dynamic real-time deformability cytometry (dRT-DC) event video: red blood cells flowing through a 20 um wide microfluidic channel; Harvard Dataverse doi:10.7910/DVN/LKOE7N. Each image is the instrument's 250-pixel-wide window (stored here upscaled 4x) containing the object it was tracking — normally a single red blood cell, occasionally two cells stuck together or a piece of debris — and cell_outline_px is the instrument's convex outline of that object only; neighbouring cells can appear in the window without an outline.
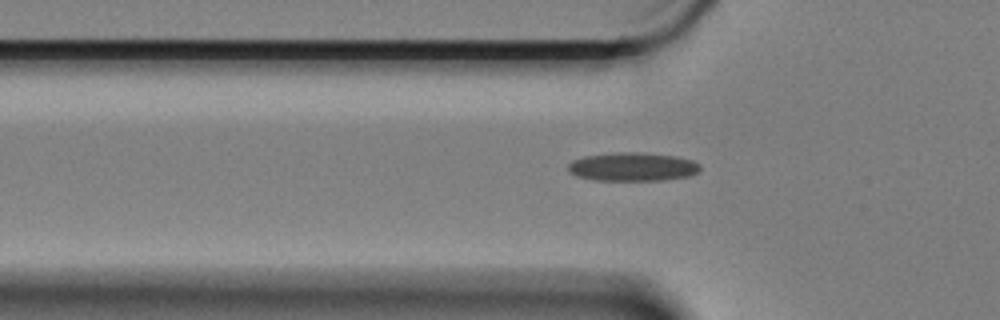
{"species": "Egyptian fruit bat (a non-hibernating species)", "species_latin": "Rousettus aegyptiacus", "temperature_condition": "cold", "stored_images_in_passage": 53, "camera_frame_rate_fps": 3000, "um_per_image_px": 0.085, "animal": {"sex": "female"}, "frame": {"image": 1, "passage_image": 18, "time_ms": 5.667, "image_size_px": [1000, 320], "cell_outline_px": [[700, 168], [696, 172], [688, 176], [664, 180], [592, 180], [576, 176], [568, 172], [568, 164], [572, 160], [584, 156], [616, 152], [644, 152], [676, 156], [692, 160], [700, 164]], "centroid_in_image_um": [53.73, 14.17], "position_along_channel_um": 72.1, "area_um2": 22.14}}
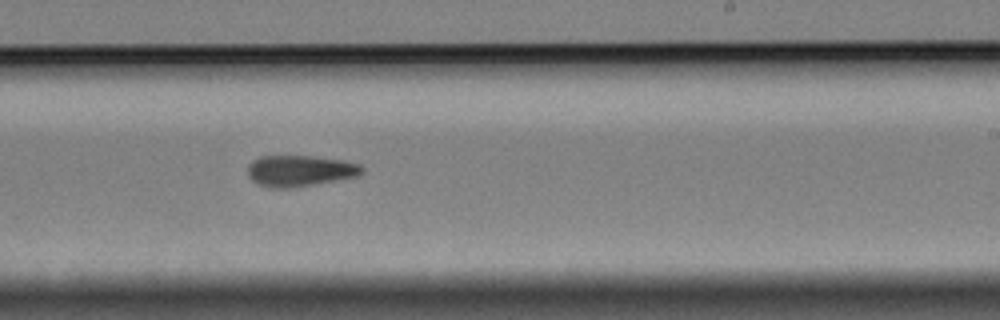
{"frame": {"image": 2, "passage_image": 35, "time_ms": 11.333, "image_size_px": [1000, 320], "cell_outline_px": [[364, 172], [360, 176], [292, 188], [268, 188], [256, 184], [248, 176], [248, 164], [252, 160], [260, 156], [308, 156], [344, 160], [360, 164], [364, 168]], "centroid_in_image_um": [25.49, 14.53], "position_along_channel_um": 263.5, "area_um2": 21.04}}
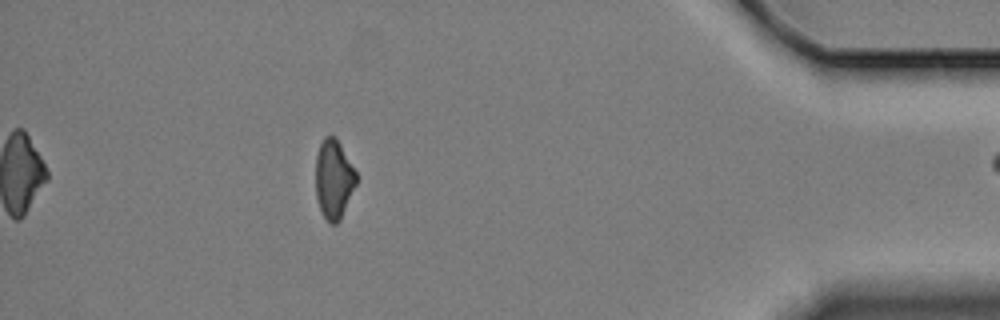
{"frame": {"image": 3, "passage_image": 52, "time_ms": 17.0, "image_size_px": [1000, 320], "cell_outline_px": [[356, 184], [340, 220], [336, 224], [328, 224], [320, 208], [316, 196], [316, 156], [320, 144], [324, 136], [332, 136], [340, 144], [356, 172]], "centroid_in_image_um": [28.35, 15.26], "position_along_channel_um": 406.8, "area_um2": 18.44}}